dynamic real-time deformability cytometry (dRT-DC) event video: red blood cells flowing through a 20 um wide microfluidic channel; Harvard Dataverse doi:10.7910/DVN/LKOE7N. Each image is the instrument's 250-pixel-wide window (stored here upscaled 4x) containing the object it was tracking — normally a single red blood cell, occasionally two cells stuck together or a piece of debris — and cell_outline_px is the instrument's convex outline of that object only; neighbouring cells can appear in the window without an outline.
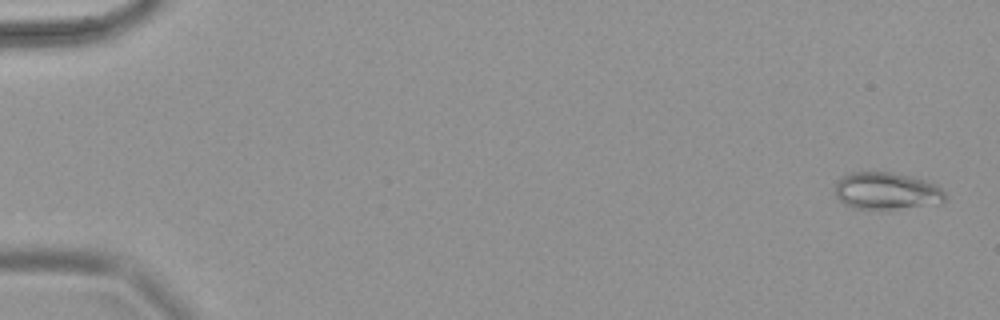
{"species": "common noctule bat (a hibernating species)", "species_latin": "Nyctalus noctula", "temperature_condition": "warm", "stored_images_in_passage": 67, "camera_frame_rate_fps": 3000, "um_per_image_px": 0.085, "animal": {"sex": "female", "body_mass_g": 18.4}, "frame": {"image": 1, "passage_image": 3, "time_ms": 0.667, "image_size_px": [1000, 320], "cell_outline_px": [[948, 196], [944, 200], [896, 208], [852, 208], [844, 204], [836, 196], [836, 180], [840, 176], [852, 172], [888, 172], [908, 176], [924, 180], [936, 184]], "centroid_in_image_um": [75.27, 16.19], "position_along_channel_um": 9.7, "area_um2": 23.12}}
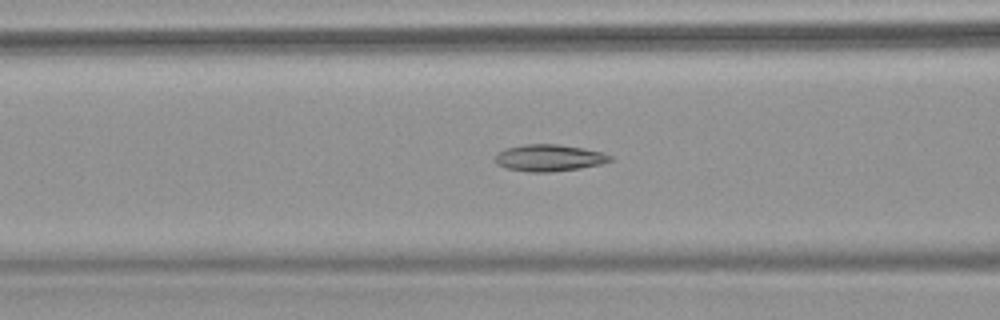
{"frame": {"image": 2, "passage_image": 29, "time_ms": 9.333, "image_size_px": [1000, 320], "cell_outline_px": [[612, 160], [600, 164], [580, 168], [552, 172], [528, 172], [508, 168], [496, 164], [496, 152], [504, 148], [524, 144], [560, 144], [584, 148], [604, 152], [612, 156]], "centroid_in_image_um": [46.67, 13.41], "position_along_channel_um": 119.9, "area_um2": 18.09}}
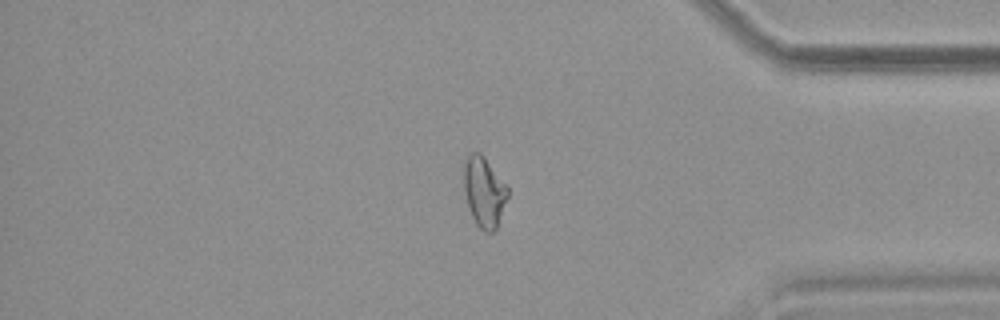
{"frame": {"image": 3, "passage_image": 57, "time_ms": 18.667, "image_size_px": [1000, 320], "cell_outline_px": [[508, 196], [496, 228], [492, 232], [484, 232], [476, 224], [472, 216], [464, 192], [464, 164], [468, 156], [472, 152], [480, 152], [484, 156], [508, 188]], "centroid_in_image_um": [41.14, 16.31], "position_along_channel_um": 394.1, "area_um2": 17.63}}